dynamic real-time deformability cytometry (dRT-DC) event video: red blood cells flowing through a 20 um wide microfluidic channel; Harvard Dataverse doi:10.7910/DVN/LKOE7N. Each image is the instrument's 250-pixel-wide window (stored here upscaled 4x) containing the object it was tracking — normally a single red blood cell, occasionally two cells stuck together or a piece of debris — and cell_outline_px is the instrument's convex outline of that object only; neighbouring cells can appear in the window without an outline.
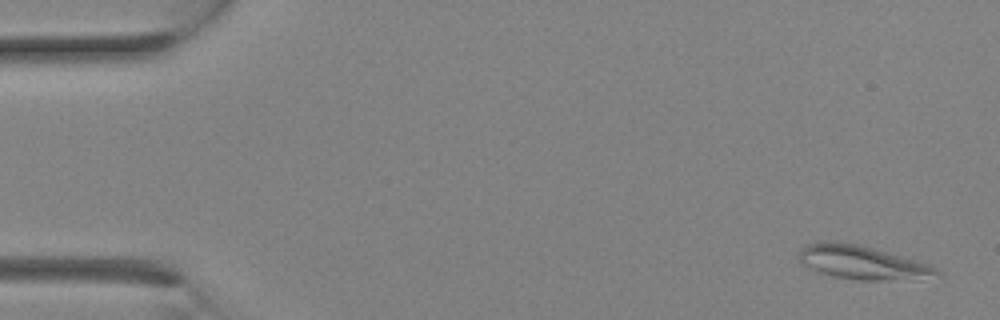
{"species": "Egyptian fruit bat (a non-hibernating species)", "species_latin": "Rousettus aegyptiacus", "temperature_condition": "room temperature", "stored_images_in_passage": 11, "camera_frame_rate_fps": 3000, "um_per_image_px": 0.085, "animal": {"sex": "female"}, "frame": {"image": 1, "passage_image": 1, "time_ms": 0.0, "image_size_px": [1000, 320], "cell_outline_px": [[944, 280], [856, 280], [836, 276], [820, 272], [804, 264], [800, 260], [800, 252], [804, 244], [820, 240], [836, 240], [856, 244], [872, 248], [932, 264], [940, 272]], "centroid_in_image_um": [73.45, 22.33], "position_along_channel_um": 11.5, "area_um2": 27.69}}
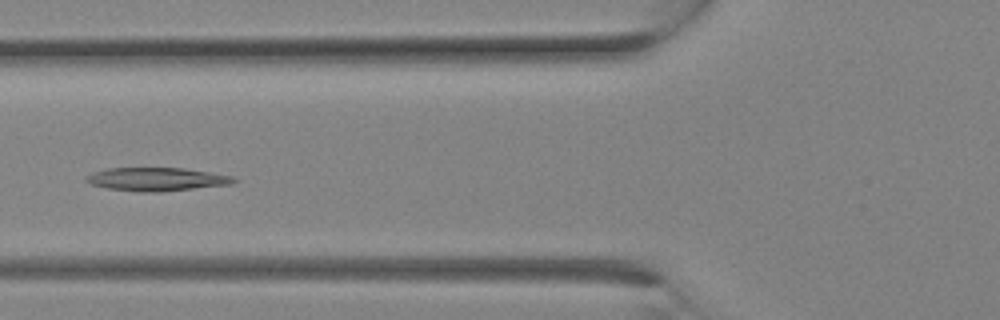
{"frame": {"image": 2, "passage_image": 10, "time_ms": 3.0, "image_size_px": [1000, 320], "cell_outline_px": [[236, 180], [232, 184], [160, 192], [136, 192], [108, 188], [92, 184], [84, 180], [84, 176], [92, 172], [108, 168], [184, 168], [232, 176]], "centroid_in_image_um": [13.26, 15.23], "position_along_channel_um": 112.5, "area_um2": 20.06}}